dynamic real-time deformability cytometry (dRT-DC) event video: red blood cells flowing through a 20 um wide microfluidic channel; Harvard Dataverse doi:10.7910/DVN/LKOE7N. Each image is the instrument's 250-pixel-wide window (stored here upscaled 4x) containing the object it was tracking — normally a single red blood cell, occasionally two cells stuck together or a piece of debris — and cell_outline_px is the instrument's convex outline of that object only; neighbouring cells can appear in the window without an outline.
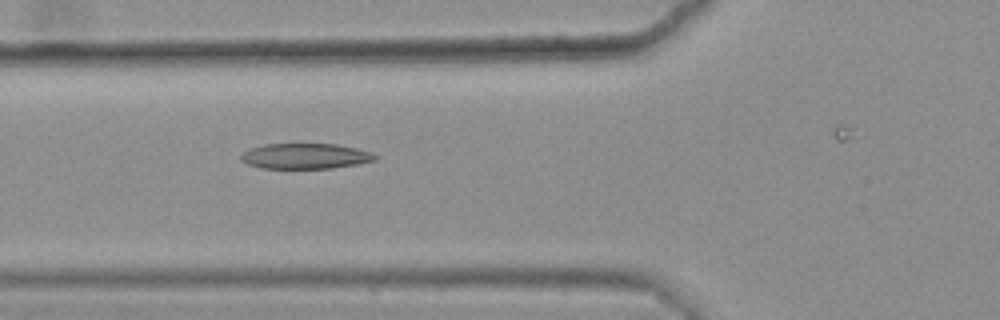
{"species": "common noctule bat (a hibernating species)", "species_latin": "Nyctalus noctula", "temperature_condition": "warm", "stored_images_in_passage": 10, "camera_frame_rate_fps": 3000, "um_per_image_px": 0.085, "animal": {"sex": "female", "body_mass_g": 25.1}, "frame": {"image": 1, "passage_image": 6, "time_ms": 1.667, "image_size_px": [1000, 320], "cell_outline_px": [[376, 160], [356, 164], [332, 168], [260, 168], [248, 164], [240, 160], [240, 156], [244, 152], [252, 148], [264, 144], [336, 144], [356, 148], [372, 152], [376, 156]], "centroid_in_image_um": [25.95, 13.27], "position_along_channel_um": 99.9, "area_um2": 19.77}}
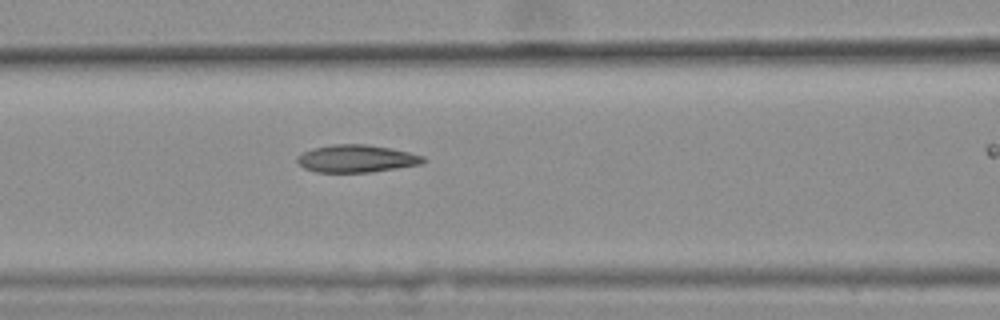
{"frame": {"image": 2, "passage_image": 9, "time_ms": 2.667, "image_size_px": [1000, 320], "cell_outline_px": [[428, 160], [420, 164], [372, 172], [316, 172], [304, 168], [296, 160], [296, 156], [300, 152], [312, 148], [332, 144], [368, 144], [392, 148], [424, 156]], "centroid_in_image_um": [30.27, 13.47], "position_along_channel_um": 136.3, "area_um2": 20.4}}